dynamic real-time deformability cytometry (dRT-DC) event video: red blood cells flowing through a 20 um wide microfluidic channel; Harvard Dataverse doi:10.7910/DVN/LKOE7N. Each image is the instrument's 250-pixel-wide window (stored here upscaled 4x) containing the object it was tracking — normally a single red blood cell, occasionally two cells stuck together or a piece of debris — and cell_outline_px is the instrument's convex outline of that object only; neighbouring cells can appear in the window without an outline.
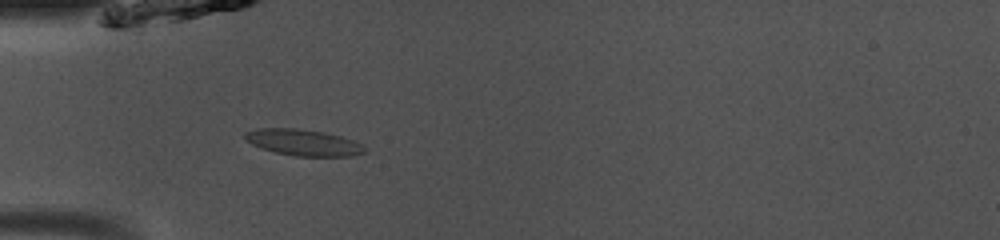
{"species": "common noctule bat (a hibernating species)", "species_latin": "Nyctalus noctula", "temperature_condition": "room temperature", "stored_images_in_passage": 11, "camera_frame_rate_fps": 3000, "um_per_image_px": 0.085, "animal": {"sex": "male", "body_mass_g": 13.0, "forearm_length_mm": 53.1}, "frame": {"image": 1, "passage_image": 2, "time_ms": 0.333, "image_size_px": [1000, 240], "cell_outline_px": [[364, 152], [352, 156], [296, 156], [276, 152], [260, 148], [252, 144], [244, 136], [244, 132], [256, 128], [296, 128], [324, 132], [340, 136], [364, 144]], "centroid_in_image_um": [25.77, 12.1], "position_along_channel_um": 59.2, "area_um2": 18.26}}
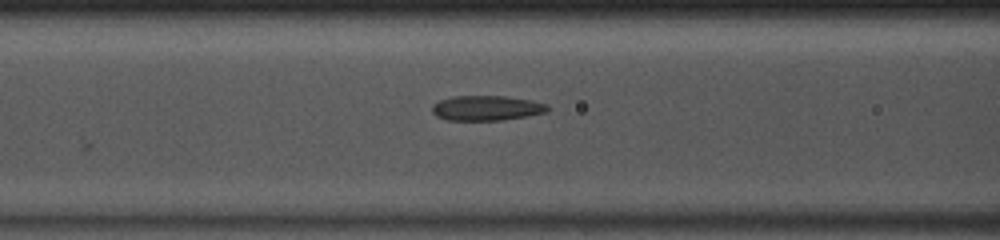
{"frame": {"image": 2, "passage_image": 7, "time_ms": 2.0, "image_size_px": [1000, 240], "cell_outline_px": [[548, 112], [528, 116], [500, 120], [448, 120], [436, 116], [432, 112], [432, 104], [440, 100], [452, 96], [504, 96], [532, 100], [548, 104]], "centroid_in_image_um": [41.36, 9.18], "position_along_channel_um": 125.2, "area_um2": 16.88}}